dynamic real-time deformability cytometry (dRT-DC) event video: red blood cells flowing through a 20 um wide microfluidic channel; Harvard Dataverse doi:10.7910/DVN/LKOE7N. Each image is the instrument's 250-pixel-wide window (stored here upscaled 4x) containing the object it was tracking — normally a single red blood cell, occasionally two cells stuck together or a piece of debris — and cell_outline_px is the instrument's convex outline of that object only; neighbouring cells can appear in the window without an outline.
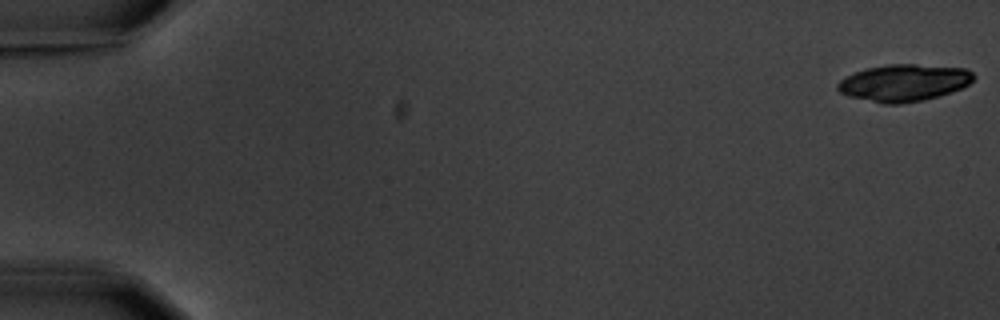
{"species": "common noctule bat (a hibernating species)", "species_latin": "Nyctalus noctula", "temperature_condition": "warm", "stored_images_in_passage": 7, "camera_frame_rate_fps": 3000, "um_per_image_px": 0.085, "animal": {"sex": "male", "body_mass_g": 20.1, "forearm_length_mm": 53.5}, "frame": {"image": 1, "passage_image": 1, "time_ms": 0.0, "image_size_px": [1000, 320], "cell_outline_px": [[976, 76], [968, 84], [960, 88], [940, 96], [900, 104], [884, 104], [848, 96], [840, 92], [836, 88], [836, 84], [840, 80], [856, 72], [868, 68], [888, 64], [916, 64], [968, 68]], "centroid_in_image_um": [76.84, 7.03], "position_along_channel_um": 8.2, "area_um2": 29.19}}